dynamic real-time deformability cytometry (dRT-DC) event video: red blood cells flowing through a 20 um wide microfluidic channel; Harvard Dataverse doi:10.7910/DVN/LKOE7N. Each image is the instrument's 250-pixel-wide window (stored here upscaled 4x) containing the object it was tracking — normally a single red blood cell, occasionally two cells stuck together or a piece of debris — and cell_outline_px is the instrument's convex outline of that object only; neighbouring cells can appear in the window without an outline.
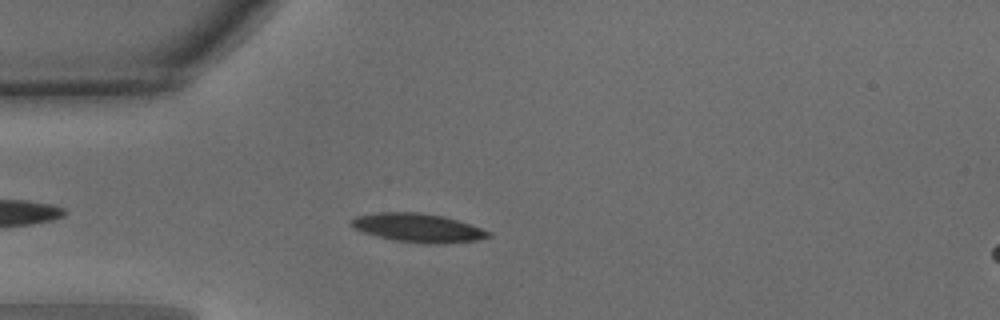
{"species": "common noctule bat (a hibernating species)", "species_latin": "Nyctalus noctula", "temperature_condition": "warm", "stored_images_in_passage": 29, "camera_frame_rate_fps": 3000, "um_per_image_px": 0.085, "animal": {"sex": "male", "body_mass_g": 15.6}, "frame": {"image": 1, "passage_image": 6, "time_ms": 1.667, "image_size_px": [1000, 320], "cell_outline_px": [[492, 236], [476, 240], [444, 244], [424, 244], [396, 240], [376, 236], [364, 232], [348, 224], [348, 220], [356, 216], [380, 212], [420, 212], [444, 216], [492, 232]], "centroid_in_image_um": [35.51, 19.36], "position_along_channel_um": 49.5, "area_um2": 22.95}}
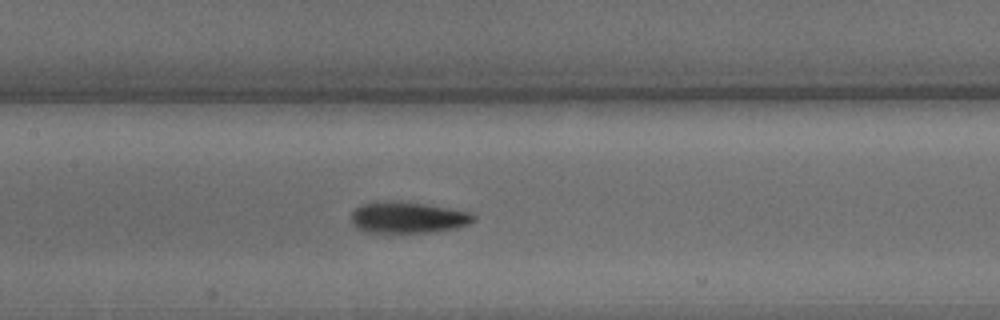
{"frame": {"image": 2, "passage_image": 16, "time_ms": 5.0, "image_size_px": [1000, 320], "cell_outline_px": [[476, 220], [468, 224], [456, 228], [428, 232], [368, 232], [360, 228], [352, 220], [352, 212], [360, 204], [388, 200], [424, 204], [472, 212], [476, 216]], "centroid_in_image_um": [34.72, 18.47], "position_along_channel_um": 172.7, "area_um2": 22.02}}
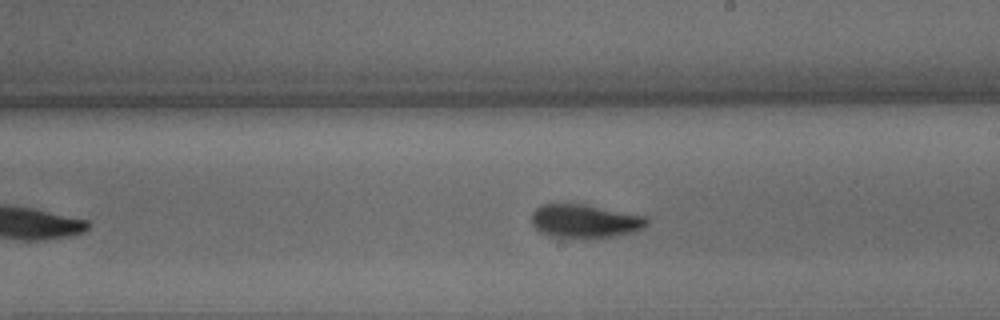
{"frame": {"image": 3, "passage_image": 21, "time_ms": 6.667, "image_size_px": [1000, 320], "cell_outline_px": [[648, 224], [644, 228], [636, 232], [612, 236], [584, 240], [568, 240], [552, 236], [540, 232], [532, 224], [532, 212], [536, 208], [544, 204], [584, 204], [648, 216]], "centroid_in_image_um": [49.74, 18.83], "position_along_channel_um": 239.3, "area_um2": 23.24}}